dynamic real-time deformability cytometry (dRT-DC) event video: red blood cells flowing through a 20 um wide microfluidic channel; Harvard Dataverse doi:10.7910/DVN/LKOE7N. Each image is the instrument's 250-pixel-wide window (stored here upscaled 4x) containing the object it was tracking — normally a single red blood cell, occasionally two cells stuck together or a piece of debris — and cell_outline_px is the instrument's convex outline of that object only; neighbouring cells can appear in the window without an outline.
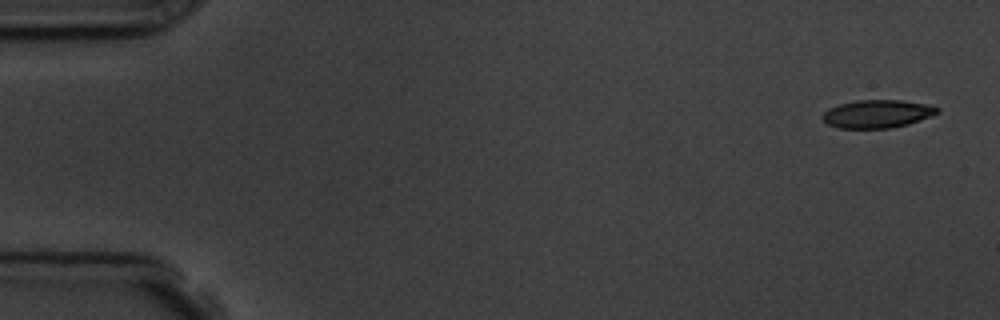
{"species": "common noctule bat (a hibernating species)", "species_latin": "Nyctalus noctula", "temperature_condition": "room temperature", "stored_images_in_passage": 5, "camera_frame_rate_fps": 3000, "um_per_image_px": 0.085, "animal": {"sex": "male", "body_mass_g": 19.5, "forearm_length_mm": 54.6}, "frame": {"image": 1, "passage_image": 1, "time_ms": 0.0, "image_size_px": [1000, 320], "cell_outline_px": [[940, 112], [908, 124], [892, 128], [836, 128], [828, 124], [820, 116], [828, 108], [840, 104], [856, 100], [900, 100], [924, 104], [940, 108]], "centroid_in_image_um": [74.53, 9.68], "position_along_channel_um": 10.5, "area_um2": 18.67}}
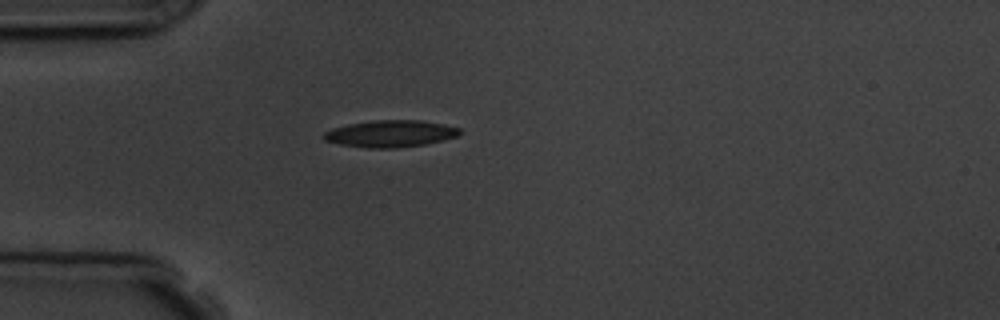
{"frame": {"image": 2, "passage_image": 5, "time_ms": 4.333, "image_size_px": [1000, 320], "cell_outline_px": [[460, 132], [456, 136], [424, 144], [396, 148], [368, 148], [340, 144], [324, 140], [324, 132], [332, 128], [348, 124], [372, 120], [420, 120], [444, 124], [460, 128]], "centroid_in_image_um": [33.15, 11.35], "position_along_channel_um": 51.8, "area_um2": 21.1}}